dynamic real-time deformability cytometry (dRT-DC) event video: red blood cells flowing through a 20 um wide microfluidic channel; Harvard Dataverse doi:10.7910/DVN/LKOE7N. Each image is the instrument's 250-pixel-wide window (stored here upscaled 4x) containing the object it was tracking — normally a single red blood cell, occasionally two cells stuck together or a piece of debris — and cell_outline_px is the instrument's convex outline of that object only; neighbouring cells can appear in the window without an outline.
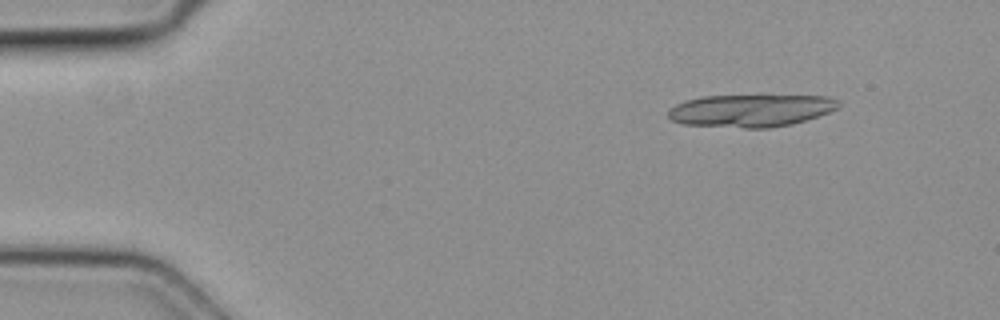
{"species": "common noctule bat (a hibernating species)", "species_latin": "Nyctalus noctula", "temperature_condition": "cold", "stored_images_in_passage": 7, "camera_frame_rate_fps": 3000, "um_per_image_px": 0.085, "animal": {"sex": "female", "body_mass_g": 19.3, "forearm_length_mm": 54.1}, "frame": {"image": 1, "passage_image": 1, "time_ms": 0.0, "image_size_px": [1000, 320], "cell_outline_px": [[840, 104], [836, 108], [828, 112], [792, 124], [768, 128], [744, 128], [684, 124], [672, 120], [668, 116], [668, 112], [676, 104], [684, 100], [700, 96], [828, 96], [840, 100]], "centroid_in_image_um": [63.8, 9.39], "position_along_channel_um": 21.2, "area_um2": 32.02}}
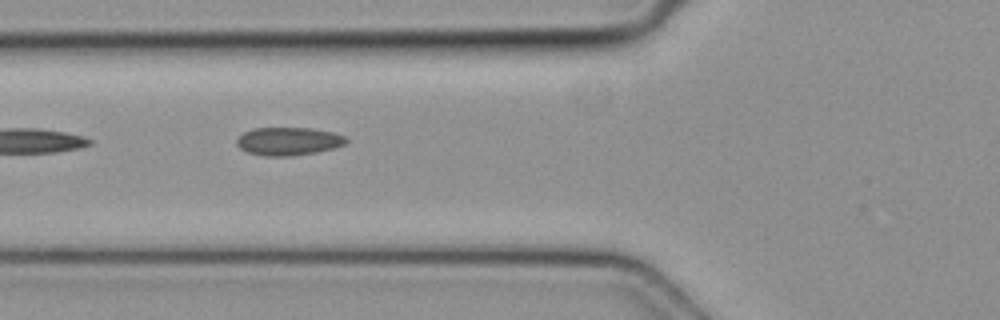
{"frame": {"image": 2, "passage_image": 4, "time_ms": 1.0, "image_size_px": [1000, 320], "cell_outline_px": [[348, 140], [344, 144], [332, 148], [316, 152], [292, 156], [264, 156], [248, 152], [240, 148], [236, 144], [236, 140], [244, 132], [252, 128], [312, 128], [332, 132], [344, 136]], "centroid_in_image_um": [24.49, 12.0], "position_along_channel_um": 101.3, "area_um2": 17.8}}
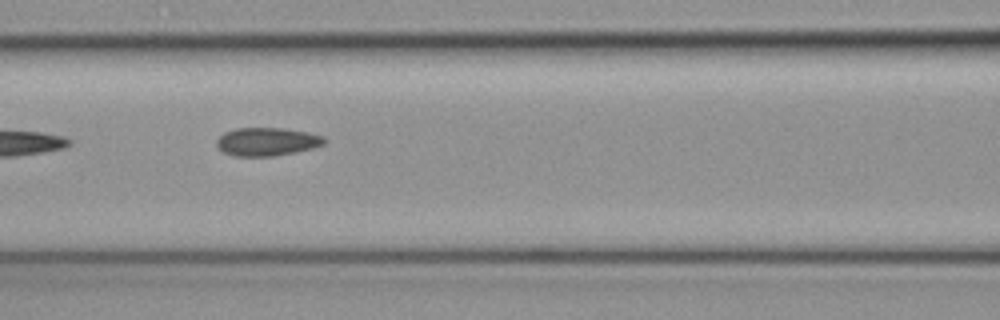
{"frame": {"image": 3, "passage_image": 5, "time_ms": 1.333, "image_size_px": [1000, 320], "cell_outline_px": [[328, 140], [324, 144], [312, 148], [296, 152], [272, 156], [236, 156], [224, 152], [216, 144], [216, 140], [224, 132], [236, 128], [284, 128], [308, 132], [324, 136]], "centroid_in_image_um": [22.72, 12.03], "position_along_channel_um": 143.9, "area_um2": 17.74}}